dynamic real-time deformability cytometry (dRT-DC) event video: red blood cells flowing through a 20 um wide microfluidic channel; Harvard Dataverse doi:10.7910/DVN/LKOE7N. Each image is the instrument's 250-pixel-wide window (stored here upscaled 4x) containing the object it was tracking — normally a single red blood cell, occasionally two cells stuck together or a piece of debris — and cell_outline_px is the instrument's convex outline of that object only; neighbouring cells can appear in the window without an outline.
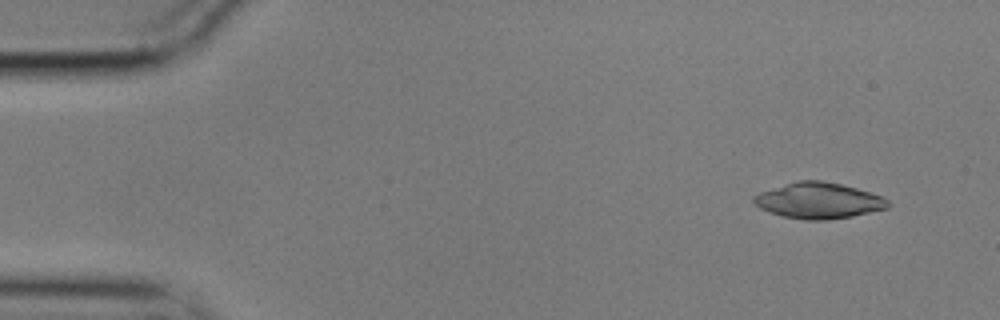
{"species": "common noctule bat (a hibernating species)", "species_latin": "Nyctalus noctula", "temperature_condition": "cold", "stored_images_in_passage": 56, "camera_frame_rate_fps": 3000, "um_per_image_px": 0.085, "animal": {"sex": "male", "body_mass_g": 17.9}, "frame": {"image": 1, "passage_image": 4, "time_ms": 1.0, "image_size_px": [1000, 320], "cell_outline_px": [[892, 204], [888, 208], [852, 216], [828, 220], [804, 220], [784, 216], [760, 208], [752, 200], [752, 196], [760, 192], [800, 180], [820, 180], [840, 184], [856, 188], [884, 196]], "centroid_in_image_um": [69.63, 17.05], "position_along_channel_um": 15.4, "area_um2": 27.92}}
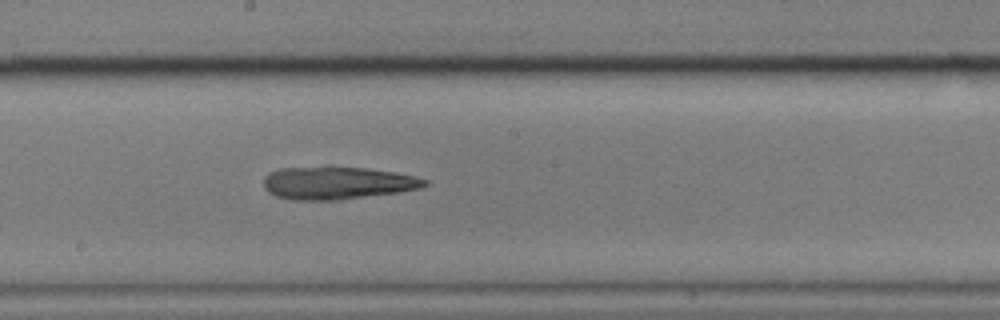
{"frame": {"image": 2, "passage_image": 30, "time_ms": 9.667, "image_size_px": [1000, 320], "cell_outline_px": [[428, 184], [420, 188], [400, 192], [336, 200], [292, 200], [276, 196], [268, 192], [264, 188], [264, 176], [268, 172], [280, 168], [364, 168], [392, 172], [416, 176], [428, 180]], "centroid_in_image_um": [28.65, 15.57], "position_along_channel_um": 219.5, "area_um2": 30.29}}
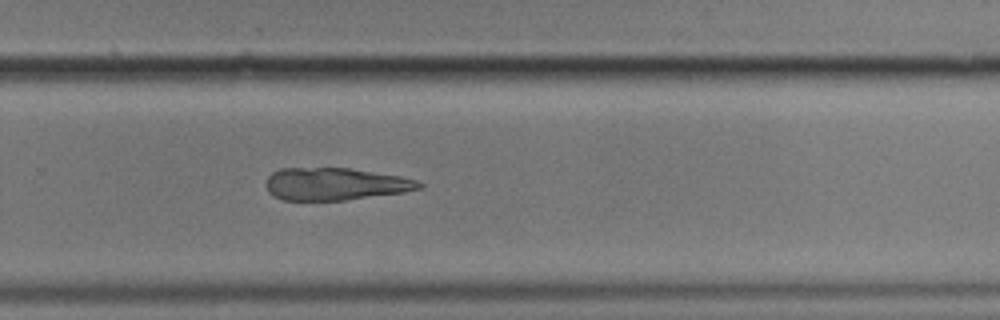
{"frame": {"image": 3, "passage_image": 37, "time_ms": 12.0, "image_size_px": [1000, 320], "cell_outline_px": [[424, 184], [420, 188], [404, 192], [344, 200], [284, 200], [272, 196], [268, 192], [264, 184], [268, 176], [272, 172], [280, 168], [348, 168], [400, 176], [416, 180]], "centroid_in_image_um": [28.43, 15.64], "position_along_channel_um": 301.4, "area_um2": 28.9}}